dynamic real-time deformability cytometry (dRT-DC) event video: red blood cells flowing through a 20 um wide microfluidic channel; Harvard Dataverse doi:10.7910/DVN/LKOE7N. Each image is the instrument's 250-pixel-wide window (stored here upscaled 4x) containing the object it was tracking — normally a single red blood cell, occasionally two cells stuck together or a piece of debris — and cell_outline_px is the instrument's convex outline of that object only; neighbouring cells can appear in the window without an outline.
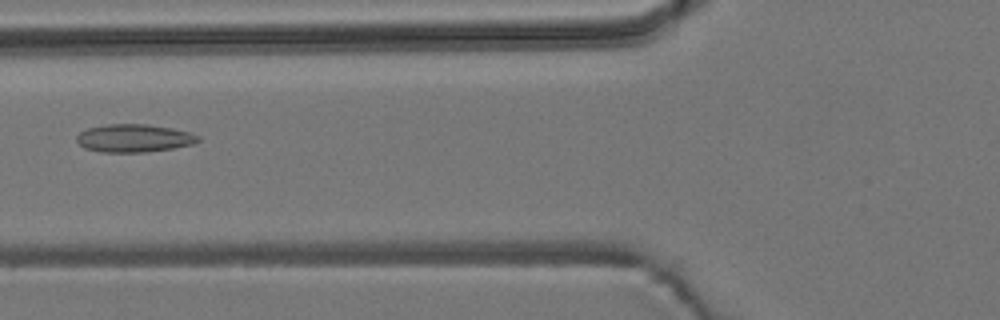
{"species": "common noctule bat (a hibernating species)", "species_latin": "Nyctalus noctula", "temperature_condition": "room temperature", "stored_images_in_passage": 5, "camera_frame_rate_fps": 3000, "um_per_image_px": 0.085, "animal": {"sex": "male", "body_mass_g": 19.2, "forearm_length_mm": 51.8}, "frame": {"image": 1, "passage_image": 5, "time_ms": 5.667, "image_size_px": [1000, 320], "cell_outline_px": [[200, 140], [192, 144], [172, 148], [144, 152], [100, 152], [84, 148], [76, 140], [76, 136], [80, 132], [88, 128], [108, 124], [148, 124], [172, 128], [192, 132], [200, 136]], "centroid_in_image_um": [11.4, 11.74], "position_along_channel_um": 114.4, "area_um2": 19.83}}